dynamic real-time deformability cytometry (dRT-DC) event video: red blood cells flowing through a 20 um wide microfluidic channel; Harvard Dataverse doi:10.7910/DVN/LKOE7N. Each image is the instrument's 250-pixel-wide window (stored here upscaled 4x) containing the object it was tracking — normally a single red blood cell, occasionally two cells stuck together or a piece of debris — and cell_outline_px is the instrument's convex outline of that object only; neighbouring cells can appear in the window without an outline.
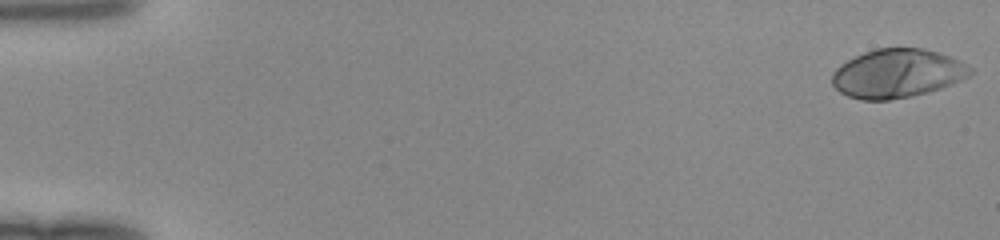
{"species": "human", "species_latin": "Homo sapiens", "temperature_condition": "room temperature", "stored_images_in_passage": 50, "camera_frame_rate_fps": 3000, "um_per_image_px": 0.085, "donor": {"sex": "female"}, "frame": {"image": 1, "passage_image": 1, "time_ms": 0.0, "image_size_px": [1000, 240], "cell_outline_px": [[972, 72], [968, 76], [952, 84], [928, 92], [912, 96], [888, 100], [860, 100], [848, 96], [840, 92], [832, 84], [832, 72], [840, 64], [864, 52], [876, 48], [924, 48], [952, 56], [960, 60], [972, 68]], "centroid_in_image_um": [76.27, 6.24], "position_along_channel_um": 8.7, "area_um2": 39.36}}
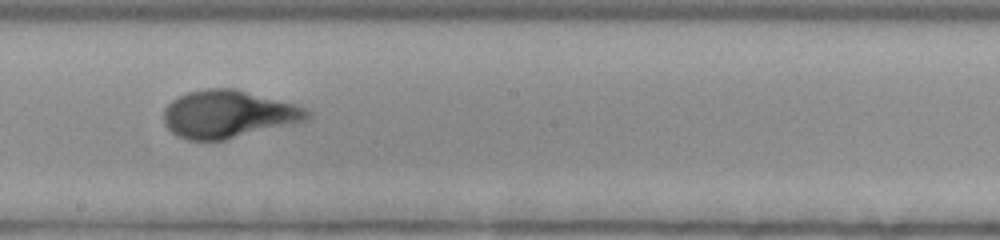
{"frame": {"image": 2, "passage_image": 29, "time_ms": 9.333, "image_size_px": [1000, 240], "cell_outline_px": [[312, 116], [304, 120], [292, 124], [224, 140], [188, 140], [176, 136], [164, 124], [164, 108], [172, 100], [188, 92], [204, 88], [236, 88], [296, 104], [312, 112]], "centroid_in_image_um": [19.4, 9.69], "position_along_channel_um": 228.8, "area_um2": 39.94}}
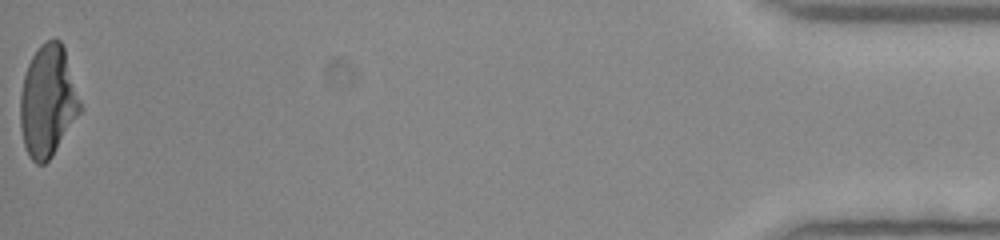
{"frame": {"image": 3, "passage_image": 50, "time_ms": 16.333, "image_size_px": [1000, 240], "cell_outline_px": [[84, 108], [52, 156], [44, 164], [36, 164], [28, 156], [24, 144], [20, 128], [20, 92], [24, 76], [28, 64], [32, 56], [40, 44], [48, 40], [60, 40], [64, 48]], "centroid_in_image_um": [4.07, 8.62], "position_along_channel_um": 431.1, "area_um2": 39.25}}